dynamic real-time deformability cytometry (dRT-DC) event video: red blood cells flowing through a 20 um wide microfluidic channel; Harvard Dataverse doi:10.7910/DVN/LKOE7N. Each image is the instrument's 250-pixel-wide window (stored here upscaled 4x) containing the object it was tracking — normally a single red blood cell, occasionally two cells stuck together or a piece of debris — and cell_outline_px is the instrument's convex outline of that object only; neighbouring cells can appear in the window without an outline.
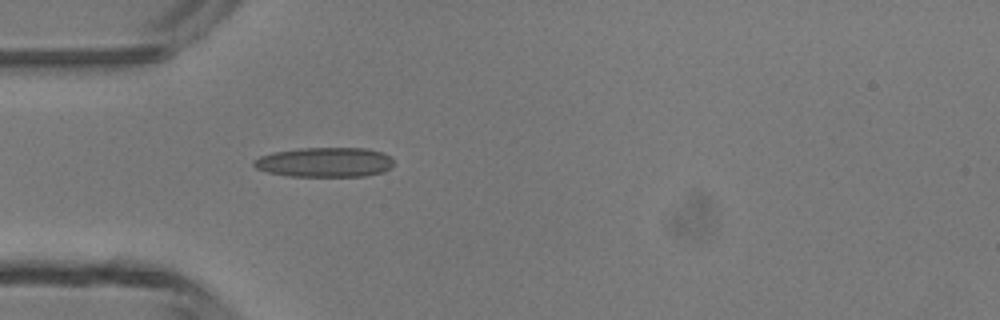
{"species": "common noctule bat (a hibernating species)", "species_latin": "Nyctalus noctula", "temperature_condition": "room temperature", "stored_images_in_passage": 3, "camera_frame_rate_fps": 3000, "um_per_image_px": 0.085, "animal": {"sex": "male", "body_mass_g": 13.3}, "frame": {"image": 1, "passage_image": 3, "time_ms": 3.333, "image_size_px": [1000, 320], "cell_outline_px": [[392, 164], [384, 172], [364, 176], [288, 176], [268, 172], [256, 168], [252, 164], [252, 160], [260, 156], [272, 152], [300, 148], [368, 148], [384, 152], [392, 156]], "centroid_in_image_um": [27.6, 13.78], "position_along_channel_um": 57.4, "area_um2": 24.39}}